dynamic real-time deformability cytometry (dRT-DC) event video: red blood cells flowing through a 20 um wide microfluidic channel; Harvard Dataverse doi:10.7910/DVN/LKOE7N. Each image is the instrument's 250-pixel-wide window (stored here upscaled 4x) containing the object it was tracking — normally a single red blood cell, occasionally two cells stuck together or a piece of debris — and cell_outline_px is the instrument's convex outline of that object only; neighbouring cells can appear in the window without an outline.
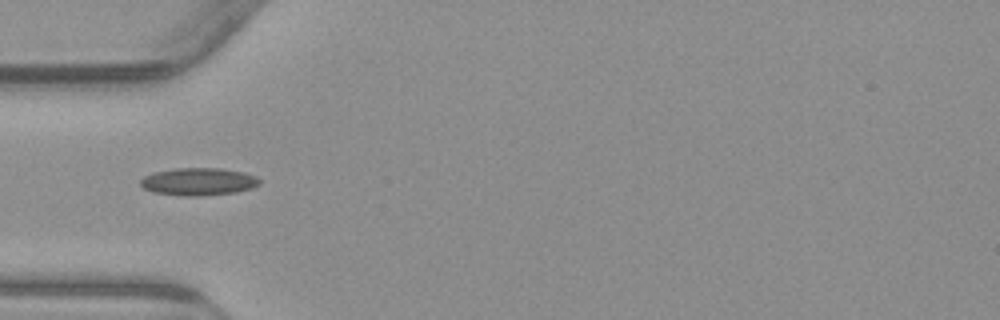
{"species": "common noctule bat (a hibernating species)", "species_latin": "Nyctalus noctula", "temperature_condition": "warm", "stored_images_in_passage": 4, "camera_frame_rate_fps": 3000, "um_per_image_px": 0.085, "animal": {"sex": "male", "body_mass_g": 23.1, "forearm_length_mm": 52.7}, "frame": {"image": 1, "passage_image": 2, "time_ms": 0.333, "image_size_px": [1000, 320], "cell_outline_px": [[260, 184], [252, 188], [236, 192], [200, 196], [184, 196], [152, 192], [144, 188], [140, 184], [140, 180], [144, 176], [152, 172], [176, 168], [220, 168], [244, 172], [256, 176], [260, 180]], "centroid_in_image_um": [16.86, 15.43], "position_along_channel_um": 68.1, "area_um2": 19.25}}